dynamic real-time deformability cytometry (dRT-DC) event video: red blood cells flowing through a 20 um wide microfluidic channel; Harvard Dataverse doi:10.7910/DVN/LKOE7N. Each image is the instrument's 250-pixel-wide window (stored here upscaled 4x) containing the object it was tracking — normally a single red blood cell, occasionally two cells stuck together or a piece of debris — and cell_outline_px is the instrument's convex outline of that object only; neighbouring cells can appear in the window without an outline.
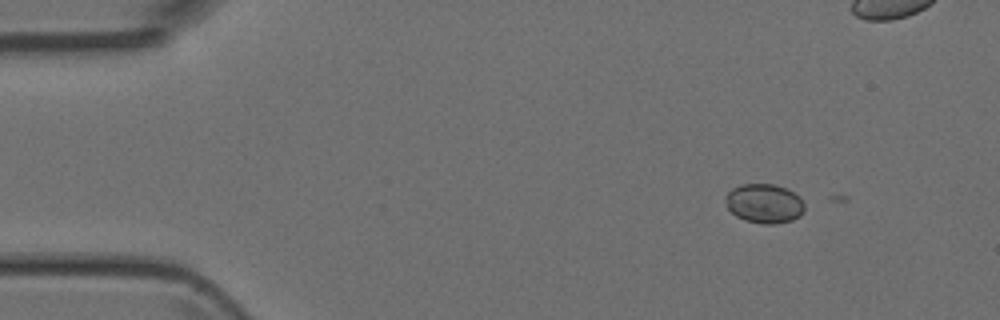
{"species": "Egyptian fruit bat (a non-hibernating species)", "species_latin": "Rousettus aegyptiacus", "temperature_condition": "room temperature", "stored_images_in_passage": 2, "camera_frame_rate_fps": 3000, "um_per_image_px": 0.085, "animal": {"sex": "female"}, "frame": {"image": 1, "passage_image": 1, "time_ms": 0.0, "image_size_px": [1000, 320], "cell_outline_px": [[804, 212], [800, 216], [792, 220], [776, 224], [764, 224], [744, 220], [736, 216], [728, 208], [724, 200], [724, 196], [732, 188], [740, 184], [776, 184], [788, 188], [800, 196], [804, 204]], "centroid_in_image_um": [64.97, 17.28], "position_along_channel_um": 20.0, "area_um2": 18.44}}